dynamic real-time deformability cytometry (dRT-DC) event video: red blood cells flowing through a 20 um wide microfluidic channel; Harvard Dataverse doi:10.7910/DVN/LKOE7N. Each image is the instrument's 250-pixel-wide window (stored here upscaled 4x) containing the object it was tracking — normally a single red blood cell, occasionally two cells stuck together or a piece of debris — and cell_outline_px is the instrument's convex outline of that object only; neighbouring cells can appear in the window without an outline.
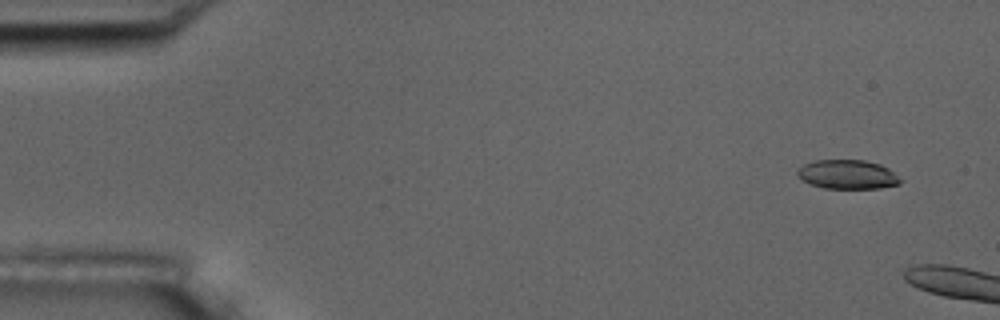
{"species": "common noctule bat (a hibernating species)", "species_latin": "Nyctalus noctula", "temperature_condition": "room temperature", "stored_images_in_passage": 5, "camera_frame_rate_fps": 3000, "um_per_image_px": 0.085, "animal": {"sex": "male", "body_mass_g": 17.5, "forearm_length_mm": 52.3}, "frame": {"image": 1, "passage_image": 1, "time_ms": 0.0, "image_size_px": [1000, 320], "cell_outline_px": [[904, 180], [900, 184], [880, 188], [824, 188], [800, 180], [796, 176], [796, 172], [804, 164], [816, 160], [864, 160], [880, 164], [888, 168]], "centroid_in_image_um": [72.05, 14.83], "position_along_channel_um": 12.9, "area_um2": 17.57}}